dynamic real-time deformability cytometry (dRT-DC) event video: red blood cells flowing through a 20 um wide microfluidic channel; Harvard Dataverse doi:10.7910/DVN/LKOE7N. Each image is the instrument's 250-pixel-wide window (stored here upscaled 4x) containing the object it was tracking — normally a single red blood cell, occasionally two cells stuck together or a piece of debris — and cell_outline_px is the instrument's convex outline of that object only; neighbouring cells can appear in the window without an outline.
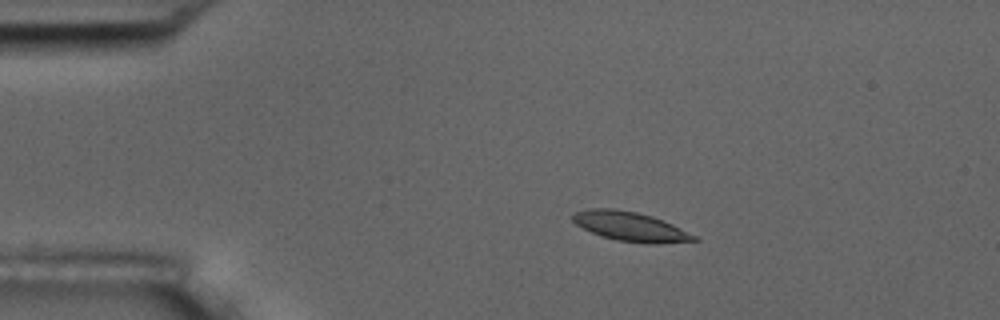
{"species": "common noctule bat (a hibernating species)", "species_latin": "Nyctalus noctula", "temperature_condition": "room temperature", "stored_images_in_passage": 7, "camera_frame_rate_fps": 3000, "um_per_image_px": 0.085, "animal": {"sex": "male", "body_mass_g": 17.5, "forearm_length_mm": 52.3}, "frame": {"image": 1, "passage_image": 4, "time_ms": 1.0, "image_size_px": [1000, 320], "cell_outline_px": [[700, 240], [656, 244], [648, 244], [616, 240], [592, 232], [576, 224], [572, 220], [572, 216], [576, 212], [588, 208], [612, 208], [636, 212], [652, 216], [672, 224], [696, 236]], "centroid_in_image_um": [53.59, 19.25], "position_along_channel_um": 31.4, "area_um2": 20.52}}
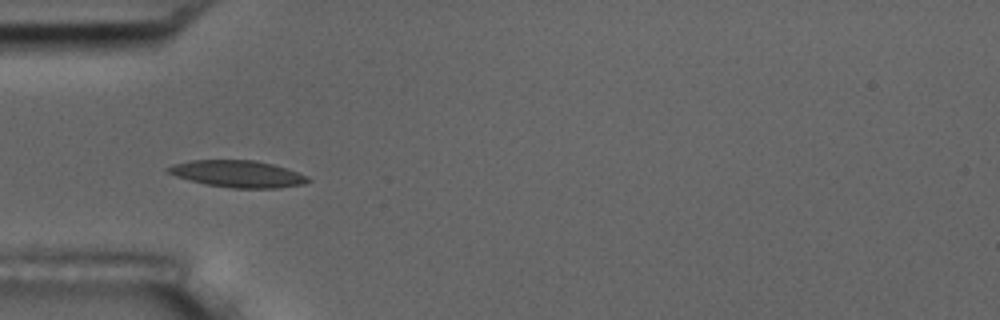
{"frame": {"image": 2, "passage_image": 6, "time_ms": 1.667, "image_size_px": [1000, 320], "cell_outline_px": [[312, 180], [304, 184], [276, 188], [232, 188], [204, 184], [176, 176], [168, 172], [164, 168], [172, 164], [192, 160], [256, 160], [272, 164], [308, 176]], "centroid_in_image_um": [20.18, 14.78], "position_along_channel_um": 64.8, "area_um2": 21.85}}